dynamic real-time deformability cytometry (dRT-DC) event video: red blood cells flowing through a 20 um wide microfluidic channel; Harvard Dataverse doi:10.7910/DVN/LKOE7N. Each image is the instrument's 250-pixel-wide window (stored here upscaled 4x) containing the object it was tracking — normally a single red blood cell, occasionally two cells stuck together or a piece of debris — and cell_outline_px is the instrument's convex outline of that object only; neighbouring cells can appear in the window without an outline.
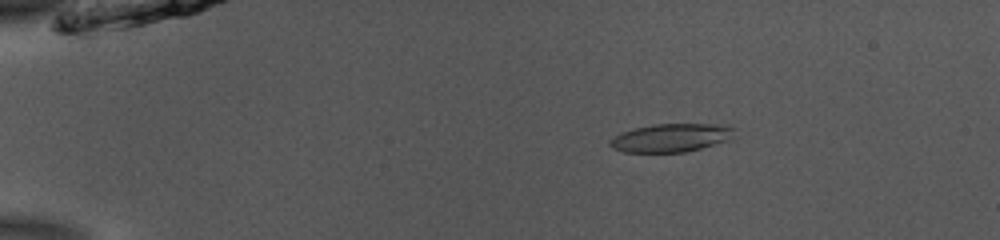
{"species": "common noctule bat (a hibernating species)", "species_latin": "Nyctalus noctula", "temperature_condition": "room temperature", "stored_images_in_passage": 52, "camera_frame_rate_fps": 3000, "um_per_image_px": 0.085, "animal": {"sex": "male", "body_mass_g": 13.0, "forearm_length_mm": 53.1}, "frame": {"image": 1, "passage_image": 10, "time_ms": 3.0, "image_size_px": [1000, 240], "cell_outline_px": [[732, 128], [728, 140], [700, 148], [684, 152], [624, 152], [612, 148], [608, 144], [608, 140], [624, 132], [636, 128], [656, 124], [728, 124]], "centroid_in_image_um": [56.99, 11.71], "position_along_channel_um": 28.0, "area_um2": 20.11}}
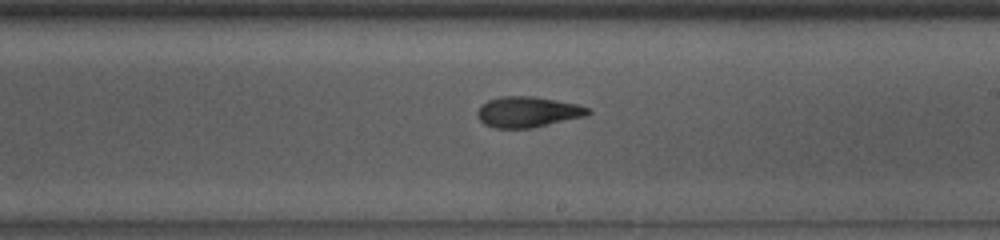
{"frame": {"image": 2, "passage_image": 32, "time_ms": 10.333, "image_size_px": [1000, 240], "cell_outline_px": [[592, 112], [584, 116], [532, 128], [496, 128], [484, 124], [476, 116], [476, 112], [480, 104], [488, 100], [500, 96], [532, 96], [556, 100], [576, 104], [588, 108]], "centroid_in_image_um": [44.8, 9.51], "position_along_channel_um": 244.2, "area_um2": 19.77}}
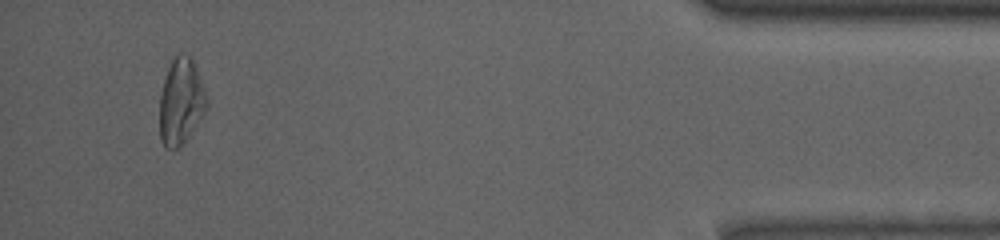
{"frame": {"image": 3, "passage_image": 50, "time_ms": 16.333, "image_size_px": [1000, 240], "cell_outline_px": [[208, 108], [180, 148], [164, 148], [160, 140], [160, 92], [168, 68], [172, 60], [176, 56], [192, 56], [204, 88], [208, 100]], "centroid_in_image_um": [15.39, 8.67], "position_along_channel_um": 419.8, "area_um2": 23.58}, "authors_computed_cell_mechanics": {"area_um2": 20.23, "velocity_mm_per_s": 3.9006, "shape_relaxation_time_tau1_ms": 3.2679, "shape_relaxation_time_tau2_ms": 2.9132, "deformation_change_tau1": 0.1456, "deformation_change_tau2": 0.0925}}